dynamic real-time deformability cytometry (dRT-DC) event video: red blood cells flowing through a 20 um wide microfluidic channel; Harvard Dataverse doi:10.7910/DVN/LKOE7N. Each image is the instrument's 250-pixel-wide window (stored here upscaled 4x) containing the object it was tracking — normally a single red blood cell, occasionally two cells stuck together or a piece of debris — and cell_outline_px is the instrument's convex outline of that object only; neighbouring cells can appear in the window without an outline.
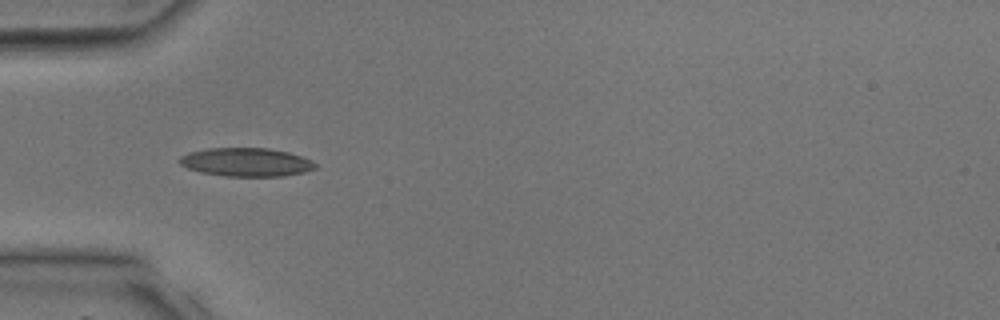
{"species": "common noctule bat (a hibernating species)", "species_latin": "Nyctalus noctula", "temperature_condition": "room temperature", "stored_images_in_passage": 13, "camera_frame_rate_fps": 3000, "um_per_image_px": 0.085, "animal": {"sex": "male", "body_mass_g": 17.9, "forearm_length_mm": 54.2}, "frame": {"image": 1, "passage_image": 6, "time_ms": 1.667, "image_size_px": [1000, 320], "cell_outline_px": [[316, 168], [304, 172], [284, 176], [224, 176], [200, 172], [188, 168], [180, 164], [176, 160], [180, 156], [188, 152], [208, 148], [268, 148], [288, 152], [312, 160], [316, 164]], "centroid_in_image_um": [20.9, 13.78], "position_along_channel_um": 64.1, "area_um2": 22.66}}